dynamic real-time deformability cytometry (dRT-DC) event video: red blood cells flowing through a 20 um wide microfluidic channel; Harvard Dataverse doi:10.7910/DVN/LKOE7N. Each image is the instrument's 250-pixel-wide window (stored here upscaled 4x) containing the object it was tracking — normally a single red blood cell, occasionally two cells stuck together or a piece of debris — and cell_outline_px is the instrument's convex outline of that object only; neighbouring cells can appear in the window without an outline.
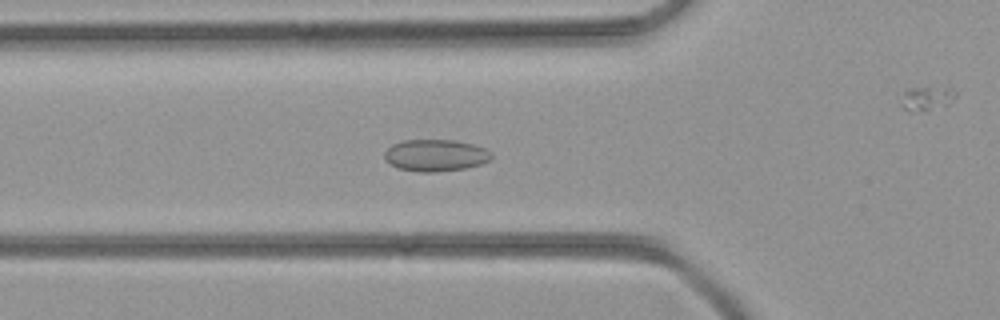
{"species": "common noctule bat (a hibernating species)", "species_latin": "Nyctalus noctula", "temperature_condition": "room temperature", "stored_images_in_passage": 44, "camera_frame_rate_fps": 3000, "um_per_image_px": 0.085, "animal": {"sex": "female", "body_mass_g": 21.9}, "frame": {"image": 1, "passage_image": 15, "time_ms": 4.667, "image_size_px": [1000, 320], "cell_outline_px": [[492, 156], [488, 160], [480, 164], [464, 168], [436, 172], [420, 172], [400, 168], [388, 164], [384, 160], [384, 152], [392, 144], [404, 140], [456, 140], [472, 144], [484, 148], [492, 152]], "centroid_in_image_um": [36.98, 13.2], "position_along_channel_um": 88.8, "area_um2": 19.83}}
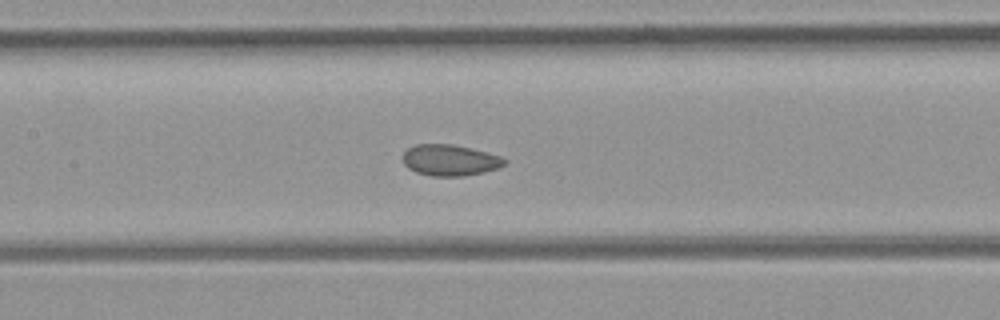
{"frame": {"image": 2, "passage_image": 20, "time_ms": 6.333, "image_size_px": [1000, 320], "cell_outline_px": [[508, 160], [500, 168], [484, 172], [464, 176], [432, 176], [416, 172], [408, 168], [404, 164], [404, 152], [408, 148], [416, 144], [452, 144], [472, 148], [500, 156]], "centroid_in_image_um": [38.27, 13.62], "position_along_channel_um": 169.1, "area_um2": 18.5}}
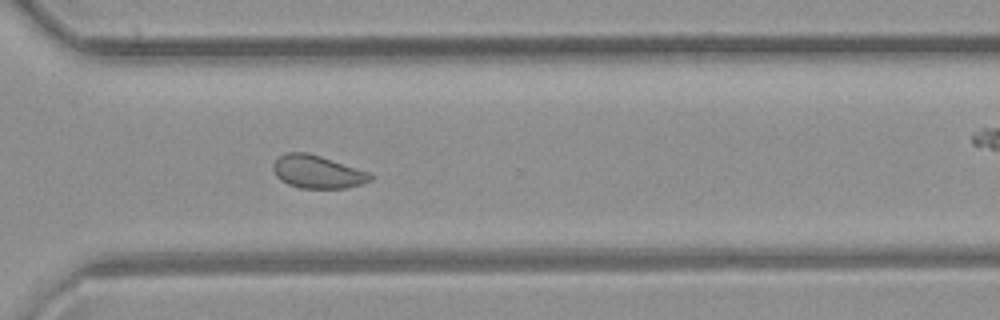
{"frame": {"image": 3, "passage_image": 31, "time_ms": 10.0, "image_size_px": [1000, 320], "cell_outline_px": [[372, 180], [364, 184], [348, 188], [300, 188], [288, 184], [280, 180], [276, 176], [272, 168], [272, 164], [280, 156], [288, 152], [308, 152], [372, 172]], "centroid_in_image_um": [27.02, 14.61], "position_along_channel_um": 343.6, "area_um2": 18.96}}